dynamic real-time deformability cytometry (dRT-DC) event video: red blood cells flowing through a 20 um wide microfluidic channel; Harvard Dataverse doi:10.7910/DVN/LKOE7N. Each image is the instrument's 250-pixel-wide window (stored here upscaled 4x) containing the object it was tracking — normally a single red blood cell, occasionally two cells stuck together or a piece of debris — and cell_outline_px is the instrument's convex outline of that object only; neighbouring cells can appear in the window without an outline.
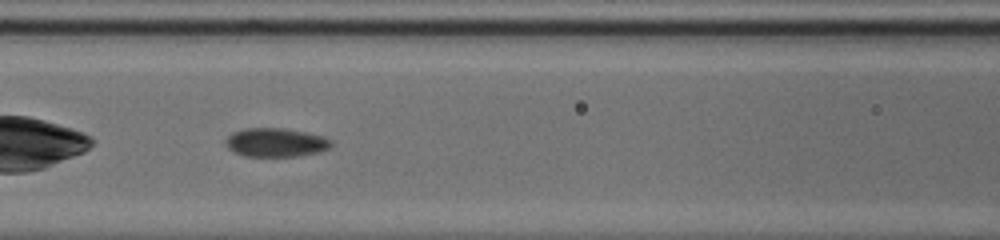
{"species": "common noctule bat (a hibernating species)", "species_latin": "Nyctalus noctula", "temperature_condition": "cold", "stored_images_in_passage": 35, "camera_frame_rate_fps": 3000, "um_per_image_px": 0.085, "animal": {"sex": "male", "body_mass_g": 20.0, "forearm_length_mm": 53.3}, "frame": {"image": 1, "passage_image": 8, "time_ms": 2.333, "image_size_px": [1000, 240], "cell_outline_px": [[332, 144], [328, 148], [320, 152], [296, 156], [244, 156], [228, 148], [224, 144], [224, 140], [232, 132], [244, 128], [284, 128], [324, 136], [332, 140]], "centroid_in_image_um": [23.42, 12.1], "position_along_channel_um": 143.2, "area_um2": 17.74}}
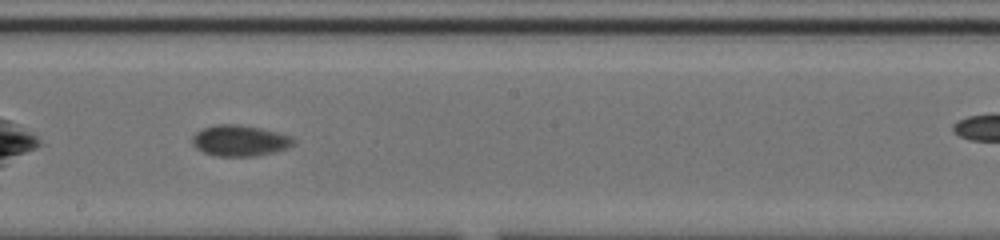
{"frame": {"image": 2, "passage_image": 15, "time_ms": 4.667, "image_size_px": [1000, 240], "cell_outline_px": [[296, 140], [288, 148], [276, 152], [256, 156], [216, 156], [204, 152], [196, 148], [192, 144], [192, 136], [196, 132], [204, 128], [216, 124], [236, 124], [260, 128], [276, 132], [288, 136]], "centroid_in_image_um": [20.36, 11.96], "position_along_channel_um": 227.8, "area_um2": 18.21}}
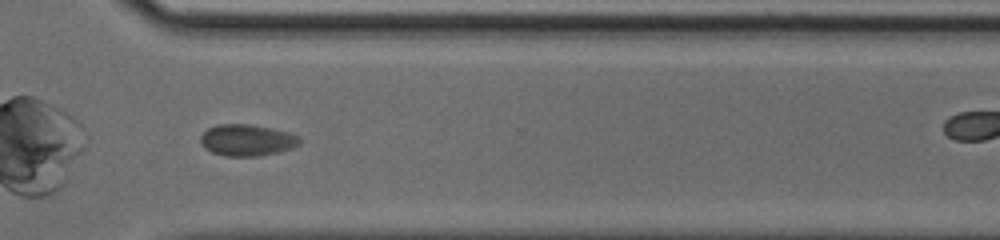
{"frame": {"image": 3, "passage_image": 25, "time_ms": 8.0, "image_size_px": [1000, 240], "cell_outline_px": [[300, 144], [292, 148], [280, 152], [256, 156], [224, 156], [212, 152], [204, 148], [200, 140], [200, 136], [208, 128], [216, 124], [248, 124], [272, 128], [288, 132], [300, 136]], "centroid_in_image_um": [21.0, 11.91], "position_along_channel_um": 349.6, "area_um2": 18.32}, "authors_computed_cell_mechanics": {"area_um2": 17.8602, "velocity_mm_per_s": 3.6428, "shape_relaxation_time_tau1_ms": 4.534, "shape_relaxation_time_tau2_ms": 1.0628, "deformation_change_tau1": 0.1056, "deformation_change_tau2": 0.0459}}